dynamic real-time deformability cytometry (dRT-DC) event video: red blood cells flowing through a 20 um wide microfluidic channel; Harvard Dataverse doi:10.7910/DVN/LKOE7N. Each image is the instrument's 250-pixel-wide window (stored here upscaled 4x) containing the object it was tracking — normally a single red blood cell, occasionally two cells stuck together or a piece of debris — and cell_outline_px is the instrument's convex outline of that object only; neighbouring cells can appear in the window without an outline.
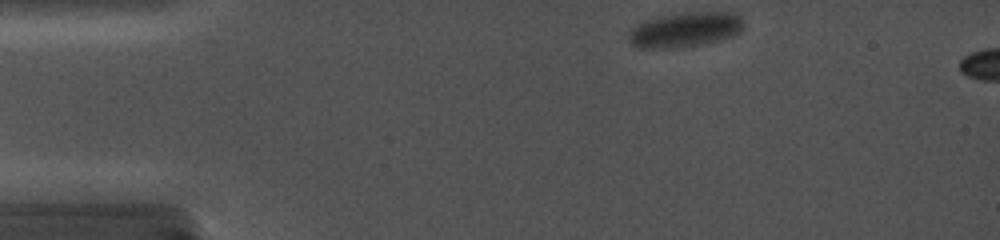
{"species": "common noctule bat (a hibernating species)", "species_latin": "Nyctalus noctula", "temperature_condition": "cold", "stored_images_in_passage": 3, "camera_frame_rate_fps": 5000, "um_per_image_px": 0.085, "animal": {"sex": "female", "body_mass_g": 19.0, "forearm_length_mm": 56.7}, "frame": {"image": 1, "passage_image": 1, "time_ms": 0.0, "image_size_px": [1000, 240], "cell_outline_px": [[744, 28], [740, 32], [732, 36], [720, 40], [680, 48], [640, 48], [632, 44], [628, 40], [628, 32], [636, 24], [644, 20], [660, 16], [680, 12], [732, 12], [740, 16], [744, 20]], "centroid_in_image_um": [58.23, 2.51], "position_along_channel_um": 26.8, "area_um2": 23.76}}